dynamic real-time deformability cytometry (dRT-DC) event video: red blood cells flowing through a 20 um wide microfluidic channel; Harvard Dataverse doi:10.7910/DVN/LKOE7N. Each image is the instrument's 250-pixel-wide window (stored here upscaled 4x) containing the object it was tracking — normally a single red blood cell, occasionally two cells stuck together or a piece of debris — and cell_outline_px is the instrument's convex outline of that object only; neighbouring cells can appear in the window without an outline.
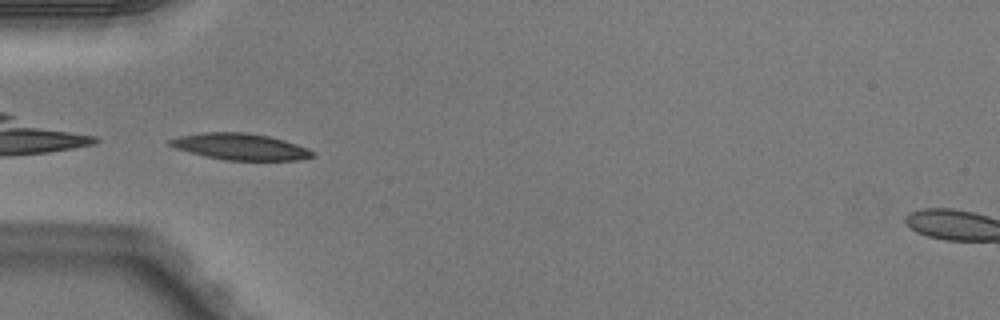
{"species": "Egyptian fruit bat (a non-hibernating species)", "species_latin": "Rousettus aegyptiacus", "temperature_condition": "warm", "stored_images_in_passage": 6, "camera_frame_rate_fps": 3000, "um_per_image_px": 0.085, "animal": {"sex": "male"}, "frame": {"image": 1, "passage_image": 4, "time_ms": 1.0, "image_size_px": [1000, 320], "cell_outline_px": [[316, 156], [300, 160], [224, 160], [204, 156], [176, 148], [168, 144], [168, 140], [180, 136], [204, 132], [244, 132], [268, 136], [284, 140], [308, 148]], "centroid_in_image_um": [20.44, 12.47], "position_along_channel_um": 64.6, "area_um2": 21.85}}
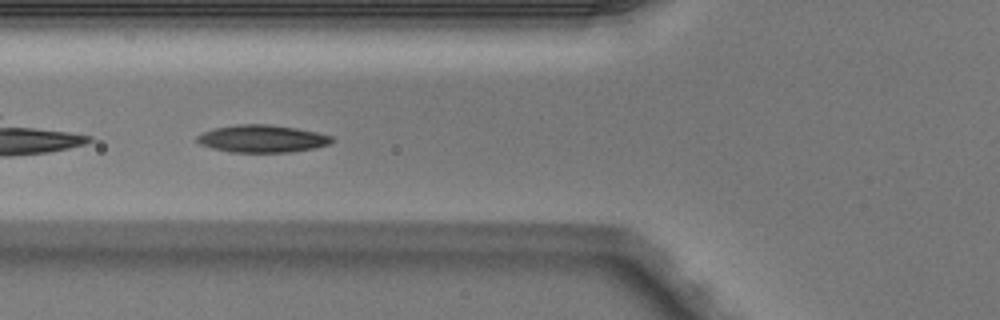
{"frame": {"image": 2, "passage_image": 5, "time_ms": 1.333, "image_size_px": [1000, 320], "cell_outline_px": [[332, 140], [328, 144], [312, 148], [292, 152], [232, 152], [212, 148], [200, 144], [196, 140], [196, 136], [212, 128], [240, 124], [264, 124], [296, 128], [316, 132], [332, 136]], "centroid_in_image_um": [22.24, 11.79], "position_along_channel_um": 103.6, "area_um2": 21.33}}
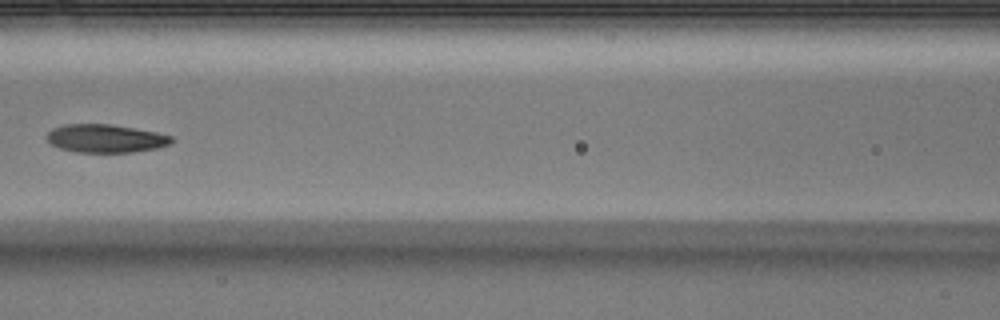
{"frame": {"image": 3, "passage_image": 6, "time_ms": 1.667, "image_size_px": [1000, 320], "cell_outline_px": [[172, 144], [156, 148], [132, 152], [76, 152], [60, 148], [52, 144], [48, 140], [48, 132], [52, 128], [64, 124], [108, 124], [156, 132], [172, 136]], "centroid_in_image_um": [8.97, 11.77], "position_along_channel_um": 157.6, "area_um2": 20.29}}